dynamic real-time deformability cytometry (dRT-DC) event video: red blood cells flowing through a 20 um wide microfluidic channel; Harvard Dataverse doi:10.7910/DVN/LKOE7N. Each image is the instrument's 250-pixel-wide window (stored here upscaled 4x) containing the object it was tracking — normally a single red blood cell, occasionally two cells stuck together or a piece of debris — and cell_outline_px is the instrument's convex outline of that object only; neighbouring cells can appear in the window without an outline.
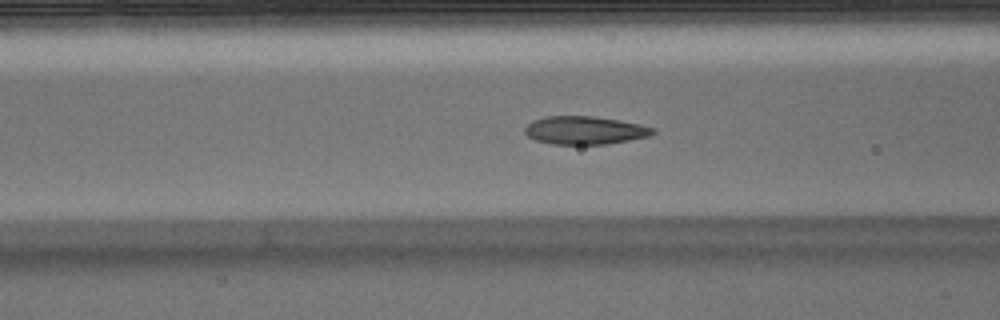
{"species": "Egyptian fruit bat (a non-hibernating species)", "species_latin": "Rousettus aegyptiacus", "temperature_condition": "warm", "stored_images_in_passage": 39, "camera_frame_rate_fps": 3000, "um_per_image_px": 0.085, "animal": {"sex": "male"}, "frame": {"image": 1, "passage_image": 6, "time_ms": 1.667, "image_size_px": [1000, 320], "cell_outline_px": [[656, 132], [648, 136], [608, 144], [552, 144], [536, 140], [528, 136], [524, 132], [524, 128], [532, 120], [544, 116], [592, 116], [620, 120], [640, 124], [656, 128]], "centroid_in_image_um": [49.7, 11.07], "position_along_channel_um": 116.9, "area_um2": 21.04}}
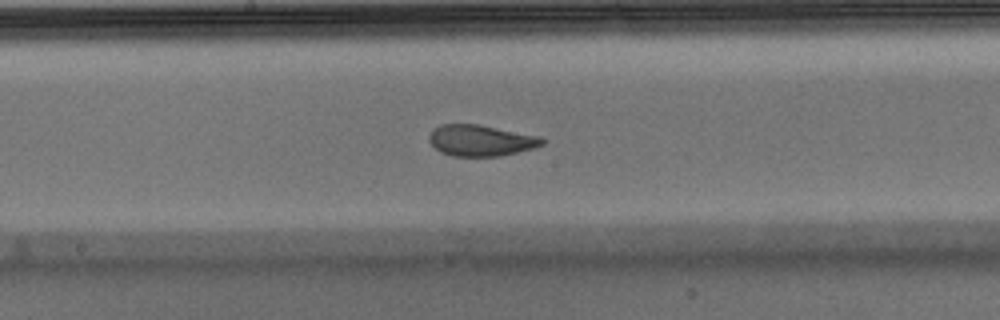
{"frame": {"image": 2, "passage_image": 13, "time_ms": 4.0, "image_size_px": [1000, 320], "cell_outline_px": [[544, 144], [532, 148], [500, 156], [452, 156], [440, 152], [428, 140], [428, 136], [432, 128], [440, 124], [480, 124], [540, 136], [544, 140]], "centroid_in_image_um": [40.83, 11.92], "position_along_channel_um": 207.4, "area_um2": 20.63}}
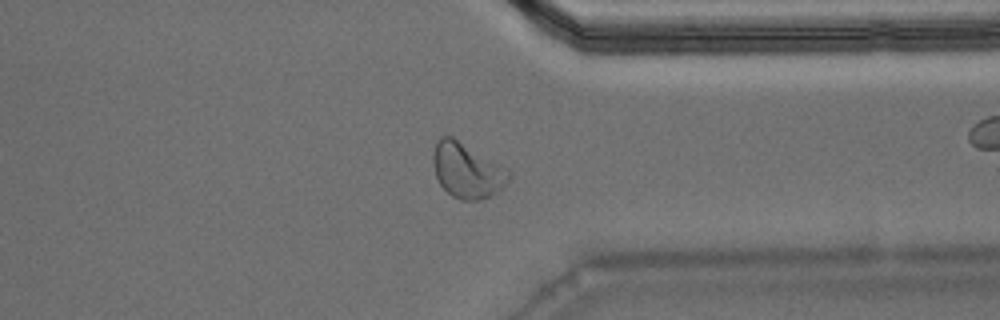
{"frame": {"image": 3, "passage_image": 26, "time_ms": 8.333, "image_size_px": [1000, 320], "cell_outline_px": [[512, 176], [492, 196], [480, 200], [460, 200], [452, 196], [440, 184], [436, 176], [432, 164], [432, 156], [436, 140], [440, 136], [452, 136], [500, 164], [512, 172]], "centroid_in_image_um": [39.67, 14.48], "position_along_channel_um": 371.7, "area_um2": 24.33}, "authors_computed_cell_mechanics": {"area_um2": 21.5016, "velocity_mm_per_s": 3.863, "shape_relaxation_time_tau1_ms": 3.9853, "shape_relaxation_time_tau2_ms": 0.9531, "deformation_change_tau1": 0.1681, "deformation_change_tau2": 0.07}}